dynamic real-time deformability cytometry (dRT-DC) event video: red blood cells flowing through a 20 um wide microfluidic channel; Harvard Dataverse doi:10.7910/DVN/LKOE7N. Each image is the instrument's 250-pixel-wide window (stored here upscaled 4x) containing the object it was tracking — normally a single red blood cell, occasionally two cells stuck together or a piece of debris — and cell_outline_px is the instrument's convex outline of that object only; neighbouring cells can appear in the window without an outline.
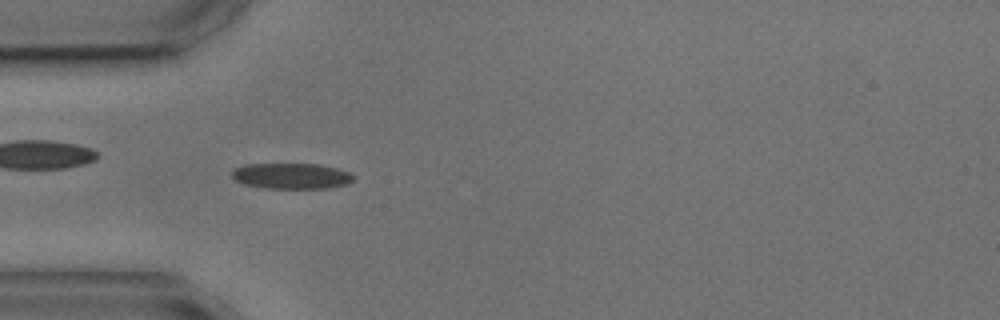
{"species": "common noctule bat (a hibernating species)", "species_latin": "Nyctalus noctula", "temperature_condition": "cold", "stored_images_in_passage": 5, "camera_frame_rate_fps": 3000, "um_per_image_px": 0.085, "animal": {"sex": "male", "body_mass_g": 17.9, "forearm_length_mm": 54.2}, "frame": {"image": 1, "passage_image": 1, "time_ms": 0.0, "image_size_px": [1000, 320], "cell_outline_px": [[352, 180], [348, 184], [328, 188], [264, 188], [244, 184], [236, 180], [232, 176], [232, 172], [236, 168], [244, 164], [320, 164], [336, 168], [348, 172], [352, 176]], "centroid_in_image_um": [24.76, 14.96], "position_along_channel_um": 60.2, "area_um2": 18.09}}